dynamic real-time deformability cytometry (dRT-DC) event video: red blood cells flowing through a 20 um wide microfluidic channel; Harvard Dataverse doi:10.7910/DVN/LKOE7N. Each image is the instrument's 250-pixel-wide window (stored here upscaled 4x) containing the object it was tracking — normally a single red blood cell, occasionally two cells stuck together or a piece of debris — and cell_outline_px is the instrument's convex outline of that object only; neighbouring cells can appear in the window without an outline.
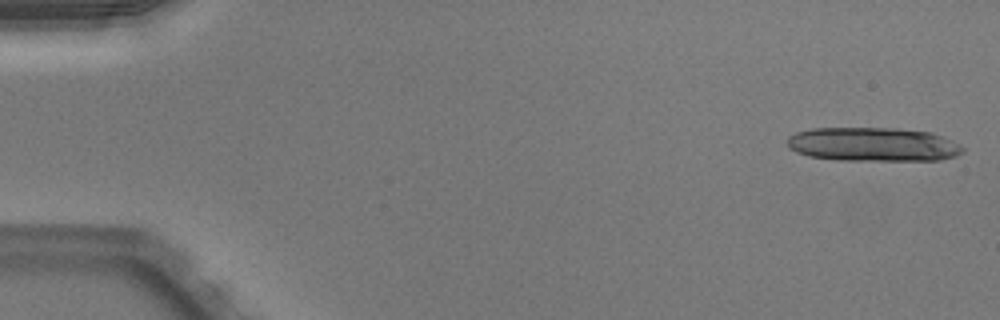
{"species": "Egyptian fruit bat (a non-hibernating species)", "species_latin": "Rousettus aegyptiacus", "temperature_condition": "warm", "stored_images_in_passage": 14, "camera_frame_rate_fps": 3000, "um_per_image_px": 0.085, "animal": {"sex": "male"}, "frame": {"image": 1, "passage_image": 1, "time_ms": 0.0, "image_size_px": [1000, 320], "cell_outline_px": [[964, 152], [956, 156], [940, 160], [840, 160], [808, 156], [796, 152], [788, 148], [788, 136], [796, 132], [812, 128], [896, 128], [932, 132], [964, 148]], "centroid_in_image_um": [74.17, 12.27], "position_along_channel_um": 10.8, "area_um2": 34.68}}